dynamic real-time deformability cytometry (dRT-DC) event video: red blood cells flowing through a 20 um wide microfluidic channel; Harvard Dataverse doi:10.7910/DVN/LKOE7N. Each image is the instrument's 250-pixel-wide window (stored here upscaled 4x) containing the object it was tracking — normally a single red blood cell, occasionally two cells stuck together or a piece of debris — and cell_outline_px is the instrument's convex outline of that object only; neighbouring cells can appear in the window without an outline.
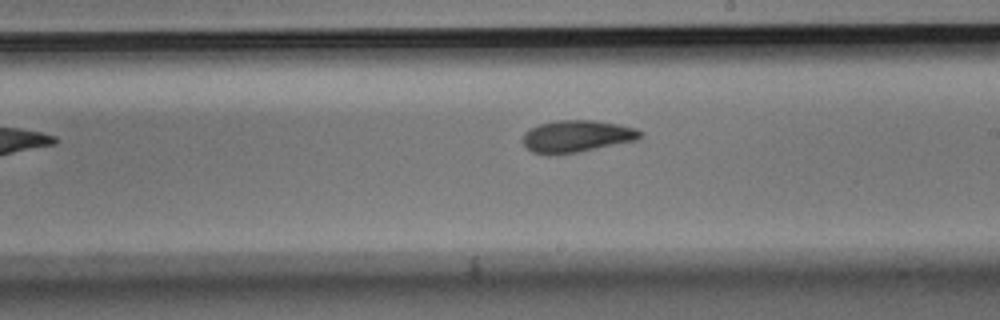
{"species": "Egyptian fruit bat (a non-hibernating species)", "species_latin": "Rousettus aegyptiacus", "temperature_condition": "room temperature", "stored_images_in_passage": 9, "camera_frame_rate_fps": 3000, "um_per_image_px": 0.085, "animal": {"sex": "male"}, "frame": {"image": 1, "passage_image": 9, "time_ms": 9.667, "image_size_px": [1000, 320], "cell_outline_px": [[644, 136], [640, 140], [576, 152], [532, 152], [524, 144], [524, 132], [540, 124], [556, 120], [596, 120], [620, 124], [636, 128], [644, 132]], "centroid_in_image_um": [49.16, 11.54], "position_along_channel_um": 239.8, "area_um2": 21.56}}